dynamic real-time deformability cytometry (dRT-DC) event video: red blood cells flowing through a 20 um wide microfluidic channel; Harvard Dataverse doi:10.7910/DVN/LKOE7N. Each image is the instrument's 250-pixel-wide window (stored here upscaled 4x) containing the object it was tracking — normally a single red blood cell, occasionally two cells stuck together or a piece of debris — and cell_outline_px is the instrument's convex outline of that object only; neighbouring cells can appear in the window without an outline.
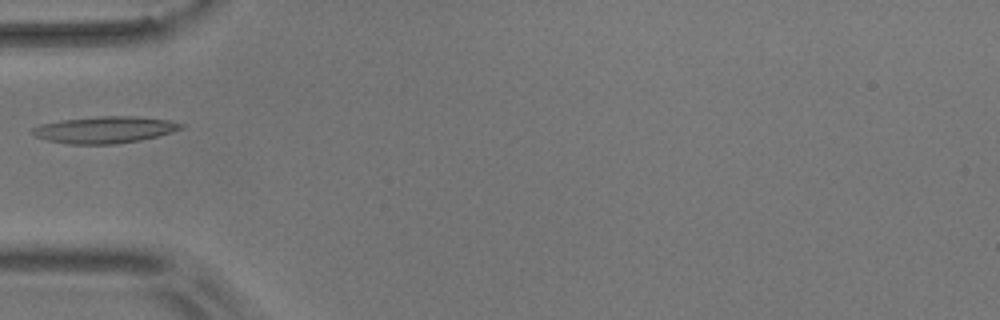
{"species": "common noctule bat (a hibernating species)", "species_latin": "Nyctalus noctula", "temperature_condition": "room temperature", "stored_images_in_passage": 11, "camera_frame_rate_fps": 3000, "um_per_image_px": 0.085, "animal": {"sex": "male", "body_mass_g": 17.9}, "frame": {"image": 1, "passage_image": 5, "time_ms": 5.667, "image_size_px": [1000, 320], "cell_outline_px": [[184, 128], [172, 132], [140, 140], [116, 144], [68, 144], [48, 140], [36, 136], [32, 132], [32, 128], [40, 124], [64, 120], [96, 116], [136, 116], [168, 120], [184, 124]], "centroid_in_image_um": [8.92, 11.02], "position_along_channel_um": 76.1, "area_um2": 23.0}}
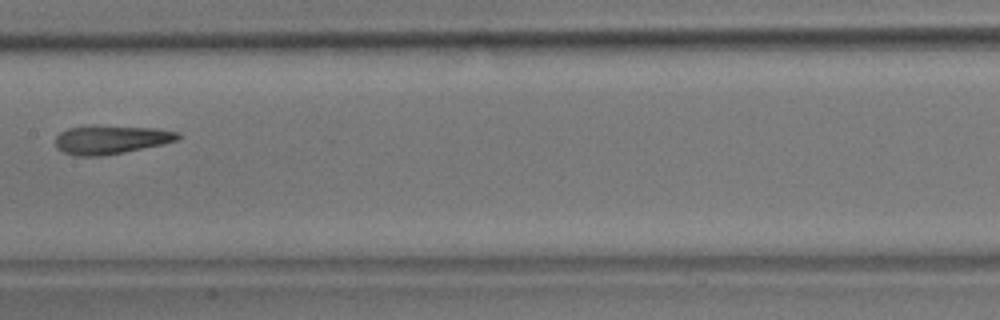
{"frame": {"image": 2, "passage_image": 8, "time_ms": 9.0, "image_size_px": [1000, 320], "cell_outline_px": [[180, 140], [124, 152], [100, 156], [76, 156], [64, 152], [56, 148], [56, 136], [60, 132], [68, 128], [88, 124], [92, 124], [156, 128], [180, 132]], "centroid_in_image_um": [9.42, 11.84], "position_along_channel_um": 198.0, "area_um2": 20.87}}
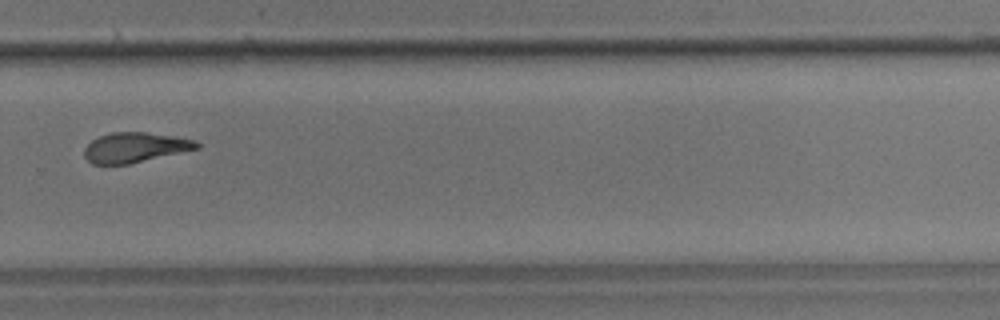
{"frame": {"image": 3, "passage_image": 11, "time_ms": 12.333, "image_size_px": [1000, 320], "cell_outline_px": [[200, 148], [128, 164], [92, 164], [84, 156], [84, 148], [92, 140], [100, 136], [112, 132], [144, 132], [192, 140], [200, 144]], "centroid_in_image_um": [11.42, 12.54], "position_along_channel_um": 318.4, "area_um2": 19.25}}